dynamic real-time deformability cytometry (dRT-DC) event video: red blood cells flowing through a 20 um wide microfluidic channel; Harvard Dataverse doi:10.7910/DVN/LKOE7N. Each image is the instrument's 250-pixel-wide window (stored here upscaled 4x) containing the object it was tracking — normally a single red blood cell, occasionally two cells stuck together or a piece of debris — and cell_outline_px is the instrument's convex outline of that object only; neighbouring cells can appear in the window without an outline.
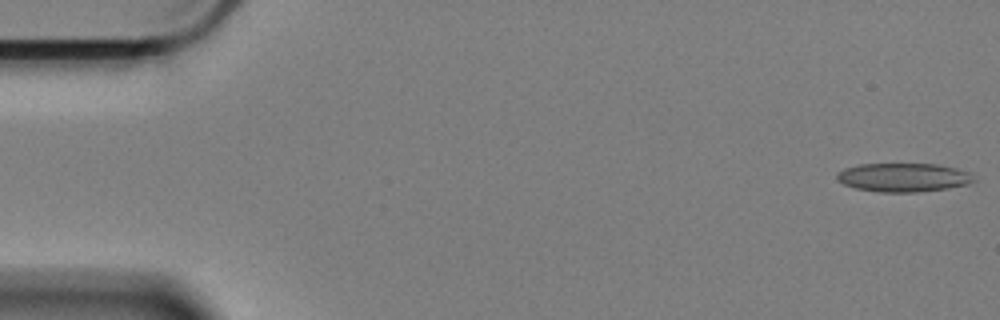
{"species": "Egyptian fruit bat (a non-hibernating species)", "species_latin": "Rousettus aegyptiacus", "temperature_condition": "cold", "stored_images_in_passage": 59, "camera_frame_rate_fps": 3000, "um_per_image_px": 0.085, "animal": {"sex": "female"}, "frame": {"image": 1, "passage_image": 1, "time_ms": 0.0, "image_size_px": [1000, 320], "cell_outline_px": [[976, 180], [968, 184], [948, 188], [920, 192], [880, 192], [856, 188], [844, 184], [836, 176], [836, 172], [844, 168], [860, 164], [936, 164], [956, 168], [968, 172]], "centroid_in_image_um": [76.79, 15.08], "position_along_channel_um": 8.2, "area_um2": 22.83}}
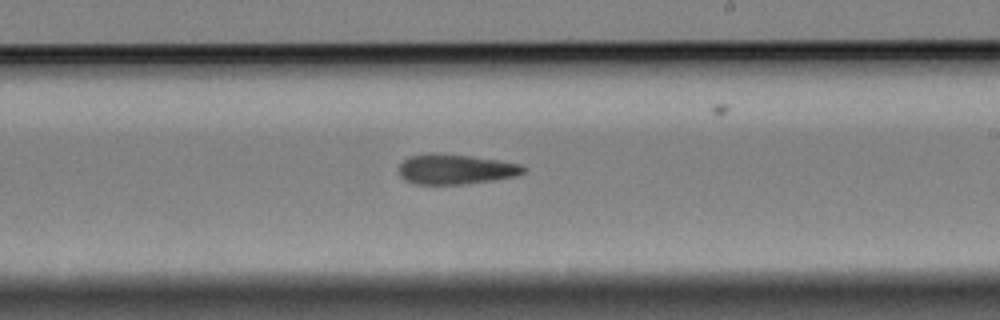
{"frame": {"image": 2, "passage_image": 34, "time_ms": 11.0, "image_size_px": [1000, 320], "cell_outline_px": [[524, 172], [516, 176], [492, 180], [460, 184], [416, 184], [404, 180], [400, 176], [400, 164], [408, 156], [468, 156], [496, 160], [520, 164], [524, 168]], "centroid_in_image_um": [38.73, 14.43], "position_along_channel_um": 250.3, "area_um2": 20.69}}
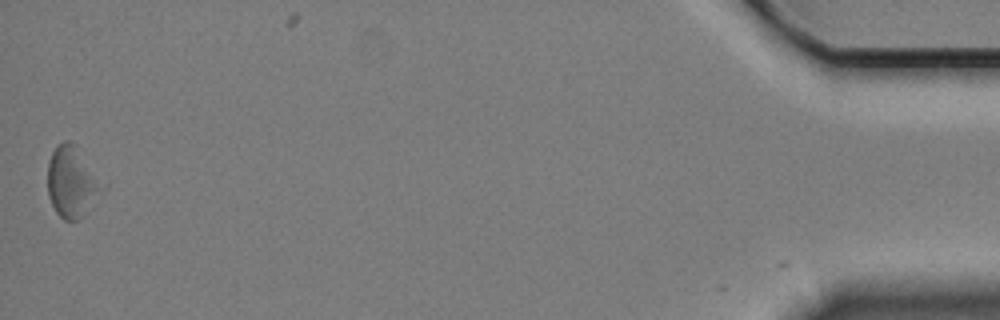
{"frame": {"image": 3, "passage_image": 58, "time_ms": 19.0, "image_size_px": [1000, 320], "cell_outline_px": [[108, 188], [84, 216], [76, 220], [64, 220], [56, 212], [48, 196], [48, 160], [52, 152], [64, 140], [68, 140], [72, 144], [108, 184]], "centroid_in_image_um": [6.19, 15.52], "position_along_channel_um": 429.0, "area_um2": 23.0}, "authors_computed_cell_mechanics": {"area_um2": 22.542, "velocity_mm_per_s": 3.3758, "shape_relaxation_time_tau1_ms": null, "shape_relaxation_time_tau2_ms": 8.876, "deformation_change_tau1": null, "deformation_change_tau2": 0.1544}}